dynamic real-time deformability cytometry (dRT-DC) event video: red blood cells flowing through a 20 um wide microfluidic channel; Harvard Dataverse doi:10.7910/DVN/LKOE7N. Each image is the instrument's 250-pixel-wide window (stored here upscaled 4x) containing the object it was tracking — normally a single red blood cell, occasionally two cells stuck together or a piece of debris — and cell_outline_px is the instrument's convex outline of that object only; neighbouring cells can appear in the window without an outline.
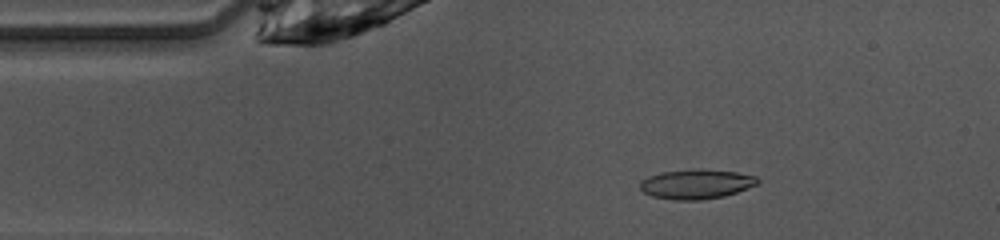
{"species": "common noctule bat (a hibernating species)", "species_latin": "Nyctalus noctula", "temperature_condition": "warm", "stored_images_in_passage": 47, "camera_frame_rate_fps": 3000, "um_per_image_px": 0.085, "animal": {"sex": "female", "body_mass_g": 10.0, "forearm_length_mm": 53.1}, "frame": {"image": 1, "passage_image": 7, "time_ms": 2.0, "image_size_px": [1000, 240], "cell_outline_px": [[760, 180], [756, 184], [736, 192], [724, 196], [700, 200], [676, 200], [652, 196], [644, 192], [640, 188], [640, 180], [648, 176], [660, 172], [692, 168], [700, 168], [736, 172], [756, 176]], "centroid_in_image_um": [59.15, 15.63], "position_along_channel_um": 25.9, "area_um2": 20.4}}
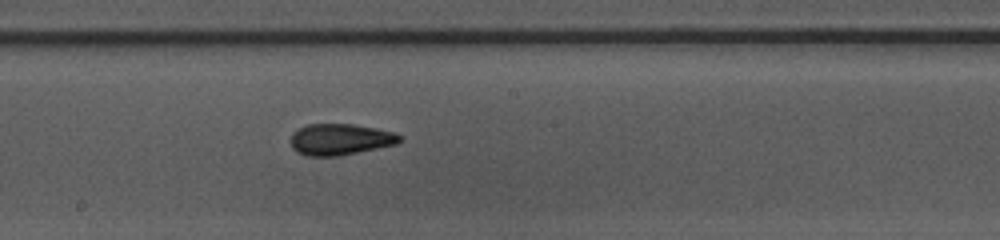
{"frame": {"image": 2, "passage_image": 24, "time_ms": 7.667, "image_size_px": [1000, 240], "cell_outline_px": [[404, 140], [396, 144], [340, 156], [308, 156], [296, 152], [292, 148], [292, 132], [308, 124], [352, 124], [376, 128], [396, 132], [404, 136]], "centroid_in_image_um": [28.97, 11.85], "position_along_channel_um": 219.2, "area_um2": 20.06}}
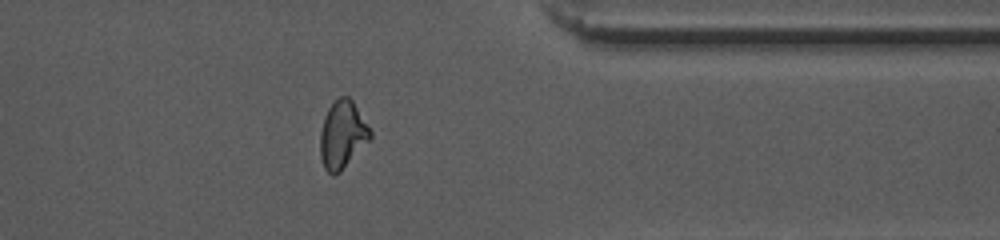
{"frame": {"image": 3, "passage_image": 37, "time_ms": 12.0, "image_size_px": [1000, 240], "cell_outline_px": [[372, 136], [340, 172], [332, 176], [324, 168], [320, 156], [320, 132], [324, 116], [328, 108], [340, 96], [348, 96], [352, 100], [372, 132]], "centroid_in_image_um": [29.08, 11.45], "position_along_channel_um": 382.3, "area_um2": 19.48}, "authors_computed_cell_mechanics": {"area_um2": 19.7676, "velocity_mm_per_s": 4.0992, "shape_relaxation_time_tau1_ms": 8.8879, "shape_relaxation_time_tau2_ms": 1.7744, "deformation_change_tau1": 0.223, "deformation_change_tau2": 0.0842}}